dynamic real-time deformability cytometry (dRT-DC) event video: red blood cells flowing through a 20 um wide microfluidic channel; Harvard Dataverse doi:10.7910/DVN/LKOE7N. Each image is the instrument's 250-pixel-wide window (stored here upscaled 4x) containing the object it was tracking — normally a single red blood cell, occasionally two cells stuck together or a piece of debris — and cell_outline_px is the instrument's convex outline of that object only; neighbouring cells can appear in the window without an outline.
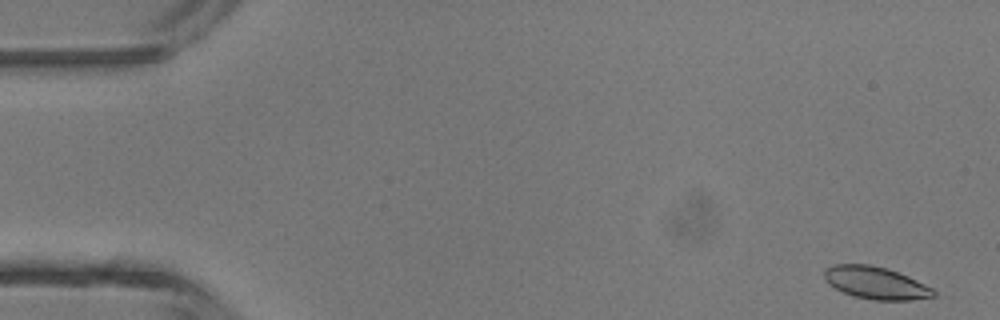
{"species": "common noctule bat (a hibernating species)", "species_latin": "Nyctalus noctula", "temperature_condition": "room temperature", "stored_images_in_passage": 5, "camera_frame_rate_fps": 3000, "um_per_image_px": 0.085, "animal": {"sex": "male", "body_mass_g": 13.3}, "frame": {"image": 1, "passage_image": 1, "time_ms": 0.0, "image_size_px": [1000, 320], "cell_outline_px": [[936, 296], [912, 300], [872, 300], [856, 296], [844, 292], [828, 284], [824, 280], [824, 268], [832, 264], [868, 264], [888, 268], [908, 276], [932, 288], [936, 292]], "centroid_in_image_um": [74.42, 24.03], "position_along_channel_um": 10.6, "area_um2": 20.69}}